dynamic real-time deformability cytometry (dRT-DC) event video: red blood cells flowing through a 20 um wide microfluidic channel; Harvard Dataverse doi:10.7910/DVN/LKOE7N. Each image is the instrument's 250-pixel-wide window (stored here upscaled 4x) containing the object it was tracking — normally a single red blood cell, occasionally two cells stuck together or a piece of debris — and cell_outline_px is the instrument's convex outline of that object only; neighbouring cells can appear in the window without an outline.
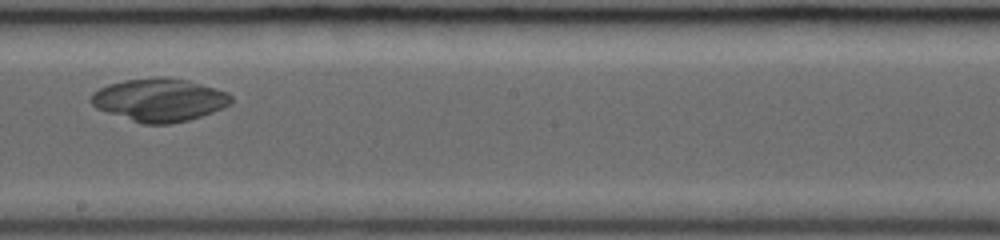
{"species": "common noctule bat (a hibernating species)", "species_latin": "Nyctalus noctula", "temperature_condition": "room temperature", "stored_images_in_passage": 25, "camera_frame_rate_fps": 3000, "um_per_image_px": 0.085, "animal": {"sex": "female", "body_mass_g": 19.0, "forearm_length_mm": 53.3}, "frame": {"image": 1, "passage_image": 13, "time_ms": 4.0, "image_size_px": [1000, 240], "cell_outline_px": [[232, 104], [224, 108], [188, 120], [168, 124], [144, 124], [96, 108], [88, 100], [92, 92], [108, 84], [124, 80], [156, 76], [188, 80], [228, 92], [232, 96]], "centroid_in_image_um": [13.55, 8.48], "position_along_channel_um": 234.7, "area_um2": 35.08}}
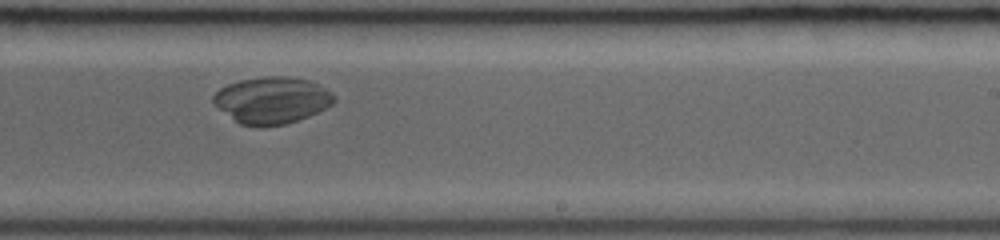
{"frame": {"image": 2, "passage_image": 15, "time_ms": 4.667, "image_size_px": [1000, 240], "cell_outline_px": [[336, 100], [332, 104], [308, 116], [284, 124], [264, 128], [256, 128], [240, 124], [220, 108], [212, 100], [212, 96], [220, 88], [228, 84], [240, 80], [268, 76], [288, 76], [308, 80], [320, 84], [332, 92], [336, 96]], "centroid_in_image_um": [23.13, 8.52], "position_along_channel_um": 265.9, "area_um2": 32.89}}